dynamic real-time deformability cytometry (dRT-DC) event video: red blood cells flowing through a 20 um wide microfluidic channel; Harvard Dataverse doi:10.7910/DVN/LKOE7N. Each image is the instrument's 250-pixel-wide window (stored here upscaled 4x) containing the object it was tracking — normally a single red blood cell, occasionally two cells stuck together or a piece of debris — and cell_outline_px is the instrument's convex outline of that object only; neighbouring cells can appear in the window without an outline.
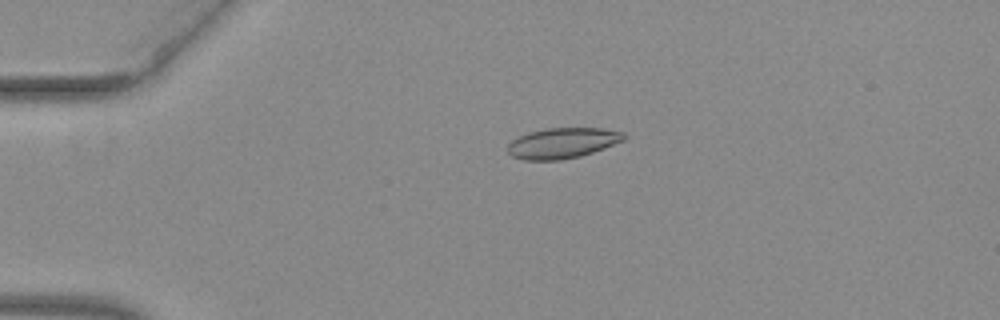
{"species": "common noctule bat (a hibernating species)", "species_latin": "Nyctalus noctula", "temperature_condition": "warm", "stored_images_in_passage": 42, "camera_frame_rate_fps": 3000, "um_per_image_px": 0.085, "animal": {"sex": "female", "body_mass_g": 29.2, "forearm_length_mm": 56.3}, "frame": {"image": 1, "passage_image": 2, "time_ms": 0.333, "image_size_px": [1000, 320], "cell_outline_px": [[628, 136], [624, 140], [604, 148], [580, 156], [560, 160], [524, 160], [512, 156], [508, 152], [508, 144], [512, 140], [528, 132], [544, 128], [604, 128], [624, 132]], "centroid_in_image_um": [47.83, 12.15], "position_along_channel_um": 37.2, "area_um2": 20.75}}
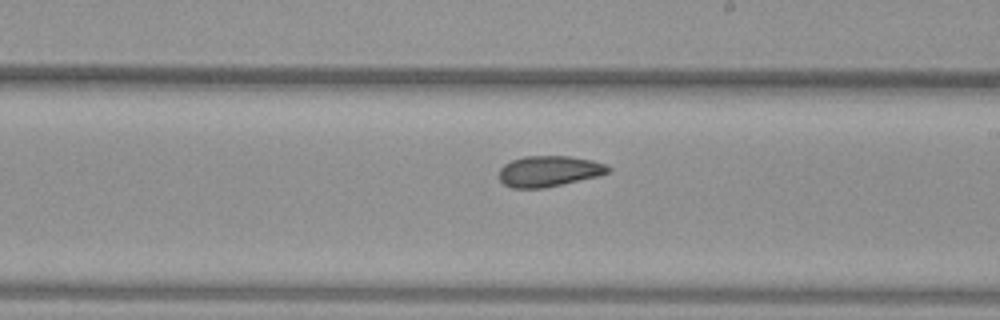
{"frame": {"image": 2, "passage_image": 21, "time_ms": 6.667, "image_size_px": [1000, 320], "cell_outline_px": [[612, 168], [608, 172], [600, 176], [544, 188], [512, 188], [504, 184], [500, 180], [500, 168], [504, 164], [512, 160], [524, 156], [568, 156], [592, 160], [608, 164]], "centroid_in_image_um": [46.7, 14.55], "position_along_channel_um": 242.3, "area_um2": 19.71}}
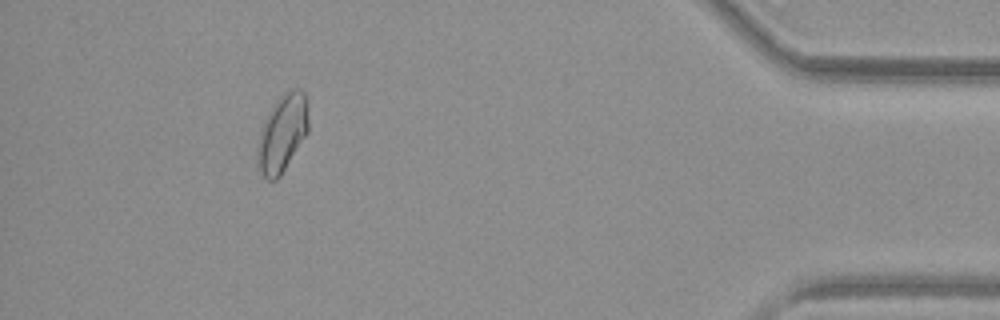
{"frame": {"image": 3, "passage_image": 38, "time_ms": 12.333, "image_size_px": [1000, 320], "cell_outline_px": [[308, 132], [280, 176], [276, 180], [268, 180], [264, 176], [260, 168], [256, 156], [256, 148], [260, 132], [264, 120], [268, 112], [276, 100], [284, 92], [292, 88], [300, 88], [304, 92], [308, 100]], "centroid_in_image_um": [24.01, 11.27], "position_along_channel_um": 411.2, "area_um2": 23.12}, "authors_computed_cell_mechanics": {"area_um2": 20.23, "velocity_mm_per_s": 3.9589, "shape_relaxation_time_tau1_ms": null, "shape_relaxation_time_tau2_ms": 4.5909, "deformation_change_tau1": null, "deformation_change_tau2": 0.0835}}